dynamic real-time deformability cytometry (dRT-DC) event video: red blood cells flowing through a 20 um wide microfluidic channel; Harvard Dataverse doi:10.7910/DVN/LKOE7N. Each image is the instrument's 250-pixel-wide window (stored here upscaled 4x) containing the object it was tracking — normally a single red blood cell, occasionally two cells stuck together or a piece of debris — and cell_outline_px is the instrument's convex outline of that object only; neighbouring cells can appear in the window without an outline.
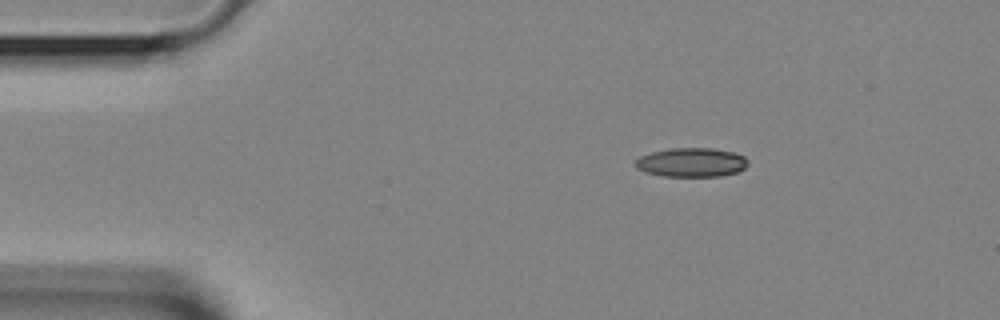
{"species": "Egyptian fruit bat (a non-hibernating species)", "species_latin": "Rousettus aegyptiacus", "temperature_condition": "room temperature", "stored_images_in_passage": 4, "camera_frame_rate_fps": 3000, "um_per_image_px": 0.085, "animal": {"sex": "female"}, "frame": {"image": 1, "passage_image": 2, "time_ms": 0.333, "image_size_px": [1000, 320], "cell_outline_px": [[748, 164], [740, 172], [720, 176], [664, 176], [644, 172], [636, 168], [636, 160], [640, 156], [652, 152], [668, 148], [712, 148], [732, 152], [744, 156], [748, 160]], "centroid_in_image_um": [58.79, 13.8], "position_along_channel_um": 26.2, "area_um2": 19.13}}
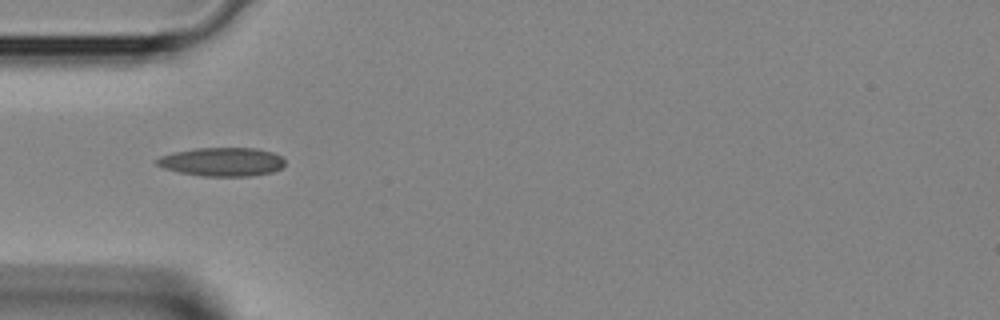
{"frame": {"image": 2, "passage_image": 3, "time_ms": 0.667, "image_size_px": [1000, 320], "cell_outline_px": [[284, 164], [280, 168], [272, 172], [252, 176], [200, 176], [180, 172], [164, 168], [156, 164], [152, 160], [160, 156], [172, 152], [196, 148], [256, 148], [272, 152], [280, 156], [284, 160]], "centroid_in_image_um": [18.83, 13.75], "position_along_channel_um": 66.2, "area_um2": 21.5}}
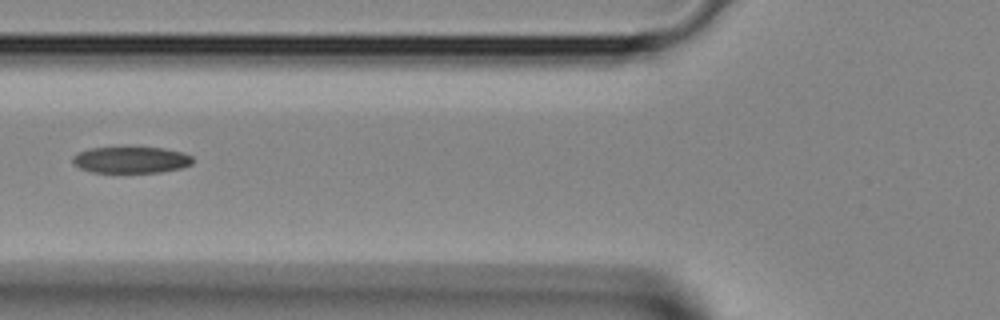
{"frame": {"image": 3, "passage_image": 4, "time_ms": 1.0, "image_size_px": [1000, 320], "cell_outline_px": [[192, 164], [180, 168], [160, 172], [92, 172], [80, 168], [72, 164], [72, 156], [76, 152], [88, 148], [164, 148], [184, 152], [192, 156]], "centroid_in_image_um": [11.1, 13.59], "position_along_channel_um": 114.7, "area_um2": 18.5}}